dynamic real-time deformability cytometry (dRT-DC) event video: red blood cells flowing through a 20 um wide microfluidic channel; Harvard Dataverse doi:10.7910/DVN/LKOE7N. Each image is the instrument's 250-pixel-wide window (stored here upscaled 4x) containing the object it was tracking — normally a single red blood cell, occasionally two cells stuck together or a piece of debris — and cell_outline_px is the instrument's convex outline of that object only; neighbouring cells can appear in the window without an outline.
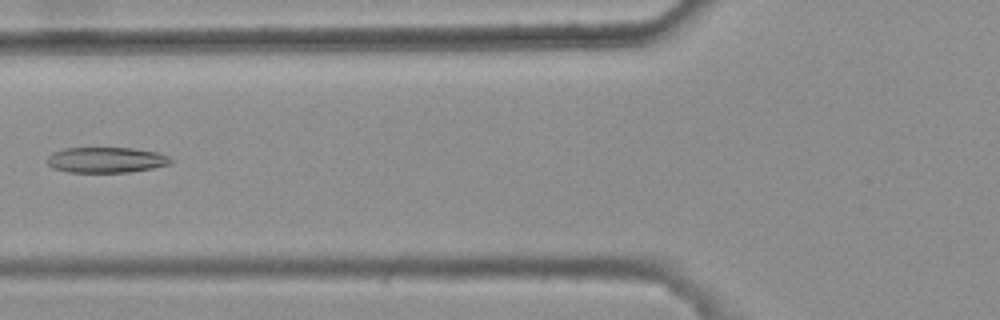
{"species": "common noctule bat (a hibernating species)", "species_latin": "Nyctalus noctula", "temperature_condition": "warm", "stored_images_in_passage": 5, "camera_frame_rate_fps": 3000, "um_per_image_px": 0.085, "animal": {"sex": "female", "body_mass_g": 25.1}, "frame": {"image": 1, "passage_image": 5, "time_ms": 1.333, "image_size_px": [1000, 320], "cell_outline_px": [[172, 164], [152, 168], [128, 172], [68, 172], [52, 168], [44, 160], [52, 152], [64, 148], [132, 148], [156, 152], [168, 156], [172, 160]], "centroid_in_image_um": [8.98, 13.59], "position_along_channel_um": 116.8, "area_um2": 18.5}}